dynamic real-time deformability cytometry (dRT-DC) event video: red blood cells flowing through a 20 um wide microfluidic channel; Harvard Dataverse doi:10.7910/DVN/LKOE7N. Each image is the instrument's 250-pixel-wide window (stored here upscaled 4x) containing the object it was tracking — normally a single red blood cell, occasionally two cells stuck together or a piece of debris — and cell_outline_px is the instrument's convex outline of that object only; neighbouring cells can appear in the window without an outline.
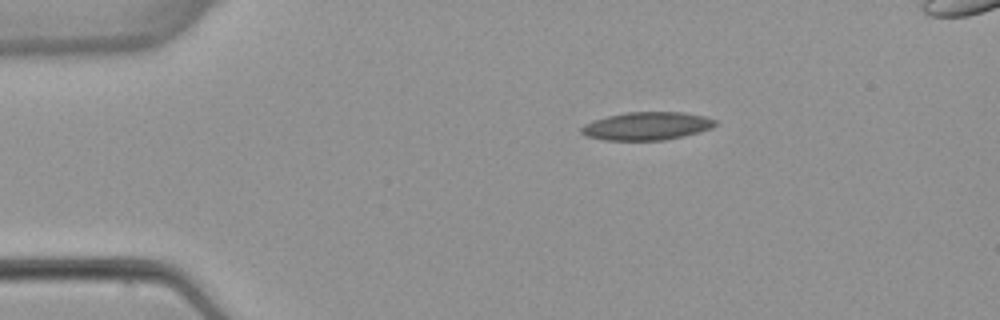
{"species": "common noctule bat (a hibernating species)", "species_latin": "Nyctalus noctula", "temperature_condition": "warm", "stored_images_in_passage": 3, "camera_frame_rate_fps": 3000, "um_per_image_px": 0.085, "animal": {"sex": "female", "body_mass_g": 22.7, "forearm_length_mm": 54.2}, "frame": {"image": 1, "passage_image": 1, "time_ms": 0.0, "image_size_px": [1000, 320], "cell_outline_px": [[716, 124], [712, 128], [700, 132], [684, 136], [664, 140], [604, 140], [584, 136], [580, 132], [580, 128], [584, 124], [592, 120], [608, 116], [628, 112], [684, 112], [704, 116], [716, 120]], "centroid_in_image_um": [54.96, 10.71], "position_along_channel_um": 30.0, "area_um2": 22.02}}